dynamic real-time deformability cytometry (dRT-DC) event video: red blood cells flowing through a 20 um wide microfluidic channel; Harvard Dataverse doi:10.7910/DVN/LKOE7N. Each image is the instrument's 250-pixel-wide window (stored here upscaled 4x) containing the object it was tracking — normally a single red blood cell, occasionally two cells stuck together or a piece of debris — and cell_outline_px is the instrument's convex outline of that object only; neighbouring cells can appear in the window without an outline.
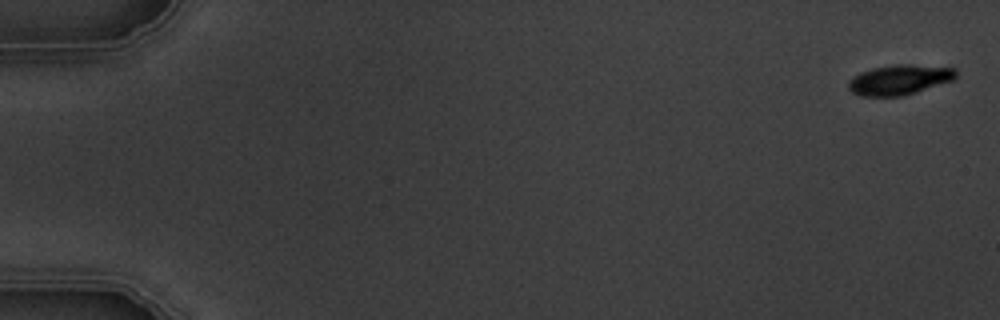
{"species": "common noctule bat (a hibernating species)", "species_latin": "Nyctalus noctula", "temperature_condition": "warm", "stored_images_in_passage": 6, "camera_frame_rate_fps": 3000, "um_per_image_px": 0.085, "animal": {"sex": "male", "body_mass_g": 19.5, "forearm_length_mm": 54.6}, "frame": {"image": 1, "passage_image": 1, "time_ms": 0.0, "image_size_px": [1000, 320], "cell_outline_px": [[956, 76], [952, 80], [916, 92], [900, 96], [860, 96], [852, 92], [848, 88], [848, 80], [852, 76], [860, 72], [872, 68], [896, 64], [908, 64], [956, 68]], "centroid_in_image_um": [76.4, 6.77], "position_along_channel_um": 8.6, "area_um2": 18.79}}
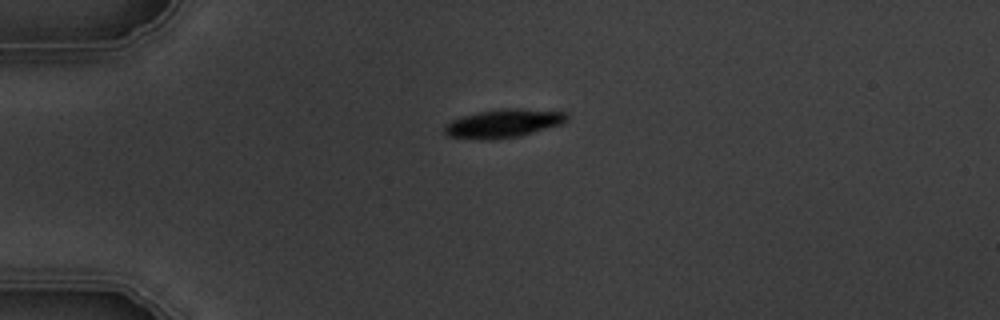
{"frame": {"image": 2, "passage_image": 4, "time_ms": 4.333, "image_size_px": [1000, 320], "cell_outline_px": [[568, 120], [564, 124], [516, 136], [488, 140], [480, 140], [448, 136], [444, 132], [444, 124], [460, 116], [500, 108], [516, 108], [568, 112]], "centroid_in_image_um": [42.79, 10.48], "position_along_channel_um": 42.2, "area_um2": 20.35}}
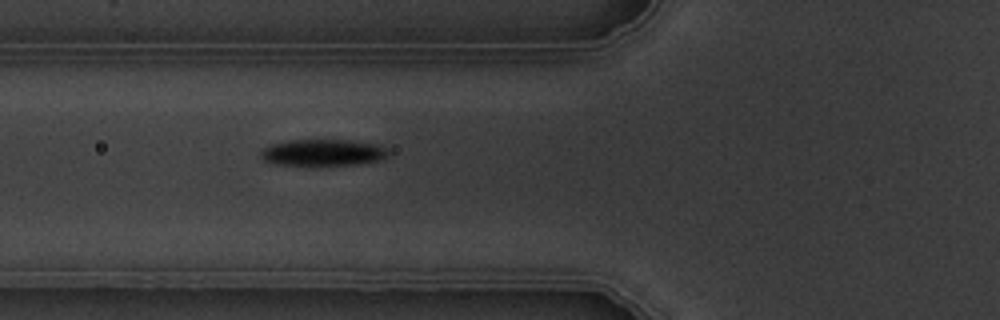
{"frame": {"image": 3, "passage_image": 6, "time_ms": 6.667, "image_size_px": [1000, 320], "cell_outline_px": [[392, 152], [388, 156], [380, 160], [360, 164], [276, 164], [264, 160], [260, 156], [260, 152], [264, 148], [272, 144], [292, 140], [348, 140], [376, 144]], "centroid_in_image_um": [27.49, 12.96], "position_along_channel_um": 98.3, "area_um2": 19.36}}